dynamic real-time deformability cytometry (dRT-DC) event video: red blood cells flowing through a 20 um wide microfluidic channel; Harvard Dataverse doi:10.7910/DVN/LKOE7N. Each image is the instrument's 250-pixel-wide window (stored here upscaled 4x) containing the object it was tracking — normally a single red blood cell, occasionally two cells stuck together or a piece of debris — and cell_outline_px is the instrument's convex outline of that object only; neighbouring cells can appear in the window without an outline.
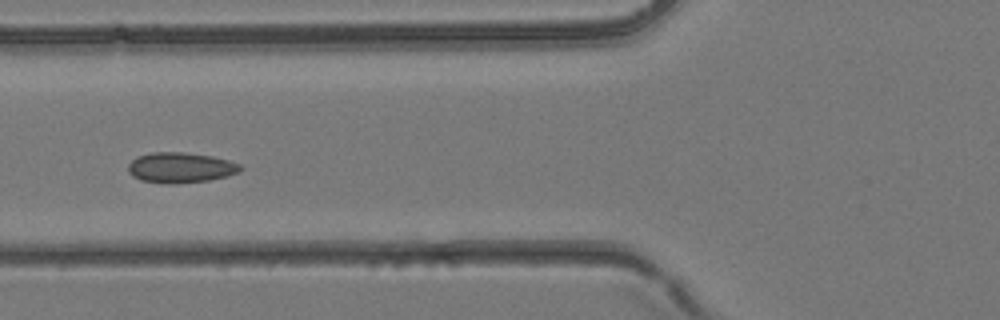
{"species": "common noctule bat (a hibernating species)", "species_latin": "Nyctalus noctula", "temperature_condition": "room temperature", "stored_images_in_passage": 5, "camera_frame_rate_fps": 3000, "um_per_image_px": 0.085, "animal": {"sex": "female", "body_mass_g": 24.6, "forearm_length_mm": 56.2}, "frame": {"image": 1, "passage_image": 4, "time_ms": 1.0, "image_size_px": [1000, 320], "cell_outline_px": [[244, 168], [240, 172], [208, 180], [176, 184], [168, 184], [140, 180], [132, 176], [128, 172], [128, 164], [136, 156], [152, 152], [184, 152], [212, 156], [228, 160], [240, 164]], "centroid_in_image_um": [15.32, 14.24], "position_along_channel_um": 110.5, "area_um2": 20.0}}
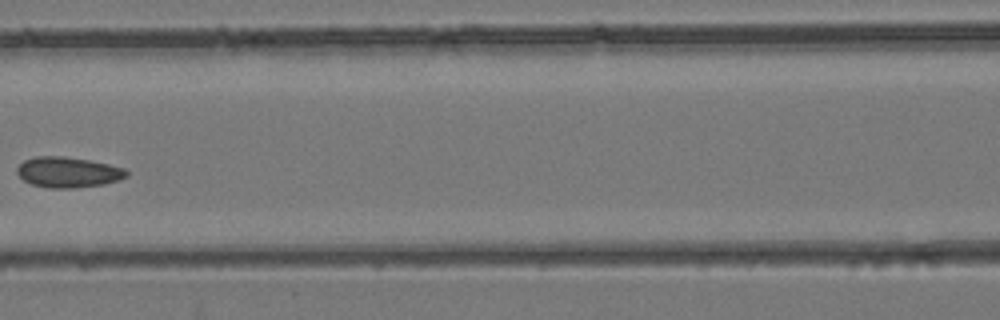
{"frame": {"image": 2, "passage_image": 5, "time_ms": 1.333, "image_size_px": [1000, 320], "cell_outline_px": [[128, 176], [120, 180], [104, 184], [72, 188], [48, 188], [32, 184], [24, 180], [16, 172], [16, 168], [24, 160], [36, 156], [64, 156], [88, 160], [108, 164], [124, 168], [128, 172]], "centroid_in_image_um": [5.79, 14.64], "position_along_channel_um": 160.8, "area_um2": 19.48}}